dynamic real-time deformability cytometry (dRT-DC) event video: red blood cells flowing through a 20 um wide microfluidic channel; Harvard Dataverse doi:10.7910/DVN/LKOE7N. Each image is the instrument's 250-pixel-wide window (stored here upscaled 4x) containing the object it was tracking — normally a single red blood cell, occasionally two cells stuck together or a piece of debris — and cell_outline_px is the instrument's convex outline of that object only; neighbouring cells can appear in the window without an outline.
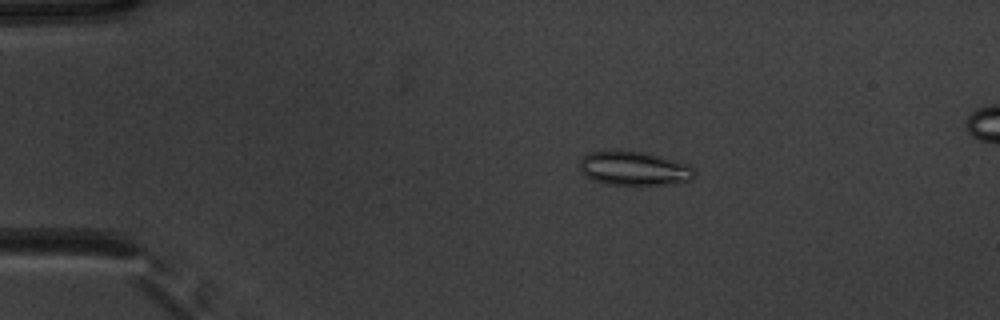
{"species": "common noctule bat (a hibernating species)", "species_latin": "Nyctalus noctula", "temperature_condition": "warm", "stored_images_in_passage": 53, "camera_frame_rate_fps": 3000, "um_per_image_px": 0.085, "animal": {"sex": "male", "body_mass_g": 20.1, "forearm_length_mm": 53.5}, "frame": {"image": 1, "passage_image": 11, "time_ms": 3.333, "image_size_px": [1000, 320], "cell_outline_px": [[696, 176], [688, 180], [664, 184], [608, 184], [592, 180], [584, 176], [580, 172], [580, 160], [588, 152], [644, 152], [688, 164], [696, 172]], "centroid_in_image_um": [53.87, 14.33], "position_along_channel_um": 31.1, "area_um2": 22.2}}
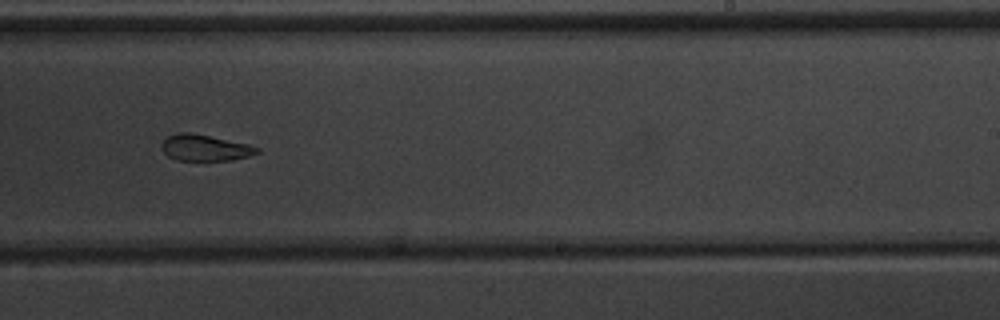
{"frame": {"image": 2, "passage_image": 34, "time_ms": 11.0, "image_size_px": [1000, 320], "cell_outline_px": [[260, 152], [248, 156], [232, 160], [176, 160], [168, 156], [160, 148], [160, 144], [168, 136], [180, 132], [188, 132], [248, 144], [260, 148]], "centroid_in_image_um": [17.4, 12.57], "position_along_channel_um": 271.6, "area_um2": 14.45}}
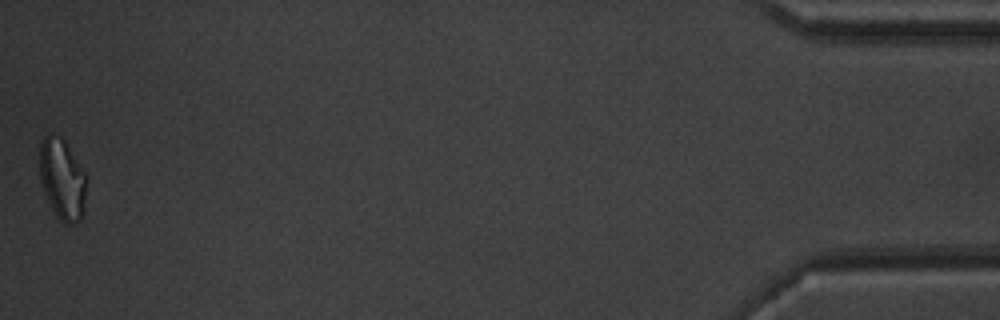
{"frame": {"image": 3, "passage_image": 53, "time_ms": 17.333, "image_size_px": [1000, 320], "cell_outline_px": [[88, 176], [84, 212], [80, 220], [72, 224], [64, 224], [56, 216], [44, 192], [40, 176], [40, 144], [44, 136], [52, 132], [60, 136], [64, 140]], "centroid_in_image_um": [5.32, 15.23], "position_along_channel_um": 429.9, "area_um2": 22.43}, "authors_computed_cell_mechanics": {"area_um2": 17.629, "velocity_mm_per_s": 3.8994, "shape_relaxation_time_tau1_ms": null, "shape_relaxation_time_tau2_ms": 3.4176, "deformation_change_tau1": null, "deformation_change_tau2": 0.1082}}